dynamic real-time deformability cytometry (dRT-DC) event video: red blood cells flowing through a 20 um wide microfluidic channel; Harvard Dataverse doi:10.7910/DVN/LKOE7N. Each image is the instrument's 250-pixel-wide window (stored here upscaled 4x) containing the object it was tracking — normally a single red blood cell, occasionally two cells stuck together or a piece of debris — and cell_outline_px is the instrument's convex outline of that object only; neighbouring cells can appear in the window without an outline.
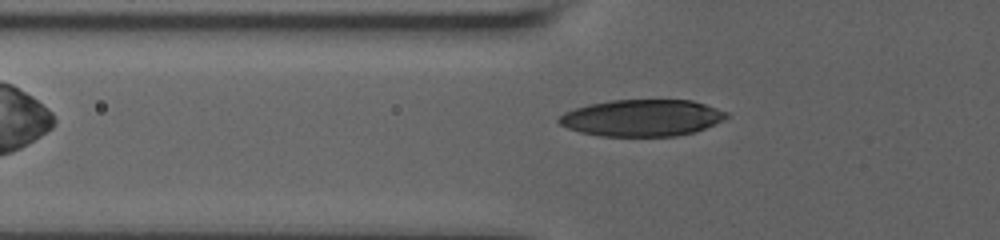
{"species": "human", "species_latin": "Homo sapiens", "temperature_condition": "room temperature", "stored_images_in_passage": 39, "camera_frame_rate_fps": 3000, "um_per_image_px": 0.085, "donor": {"sex": "male"}, "frame": {"image": 1, "passage_image": 6, "time_ms": 1.667, "image_size_px": [1000, 240], "cell_outline_px": [[728, 116], [696, 132], [676, 136], [600, 136], [580, 132], [568, 128], [560, 124], [556, 120], [564, 112], [588, 104], [612, 100], [692, 100], [728, 112]], "centroid_in_image_um": [54.53, 10.02], "position_along_channel_um": 71.3, "area_um2": 35.66}}
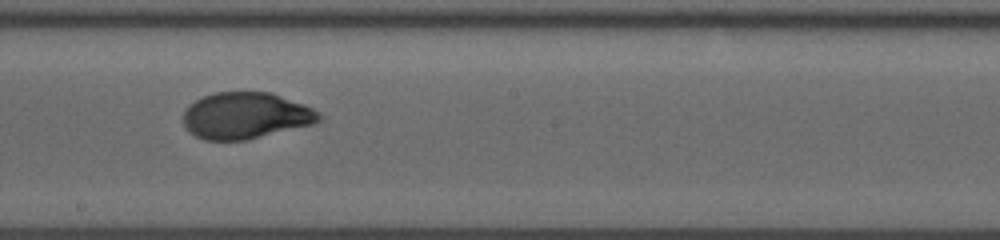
{"frame": {"image": 2, "passage_image": 19, "time_ms": 6.0, "image_size_px": [1000, 240], "cell_outline_px": [[320, 120], [312, 124], [244, 140], [204, 140], [188, 132], [184, 124], [184, 108], [188, 104], [204, 96], [216, 92], [272, 92], [304, 104], [320, 112]], "centroid_in_image_um": [20.85, 9.82], "position_along_channel_um": 227.3, "area_um2": 36.65}}
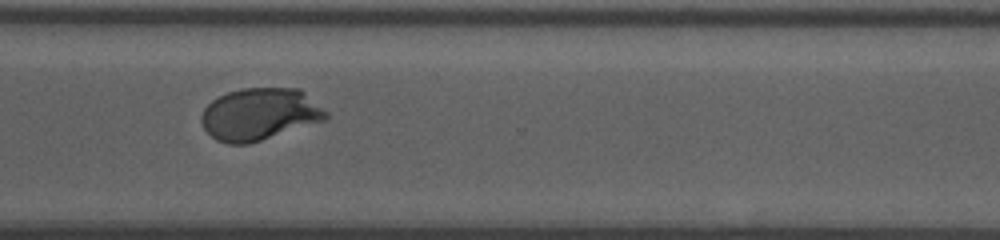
{"frame": {"image": 3, "passage_image": 29, "time_ms": 9.333, "image_size_px": [1000, 240], "cell_outline_px": [[328, 120], [248, 144], [228, 144], [216, 140], [204, 128], [200, 120], [200, 116], [204, 108], [212, 100], [228, 92], [240, 88], [300, 88], [328, 112]], "centroid_in_image_um": [22.09, 9.71], "position_along_channel_um": 348.5, "area_um2": 38.09}, "authors_computed_cell_mechanics": {"area_um2": 37.2232, "velocity_mm_per_s": 3.6374, "shape_relaxation_time_tau1_ms": 5.668, "shape_relaxation_time_tau2_ms": null, "deformation_change_tau1": 0.2097, "deformation_change_tau2": null}}